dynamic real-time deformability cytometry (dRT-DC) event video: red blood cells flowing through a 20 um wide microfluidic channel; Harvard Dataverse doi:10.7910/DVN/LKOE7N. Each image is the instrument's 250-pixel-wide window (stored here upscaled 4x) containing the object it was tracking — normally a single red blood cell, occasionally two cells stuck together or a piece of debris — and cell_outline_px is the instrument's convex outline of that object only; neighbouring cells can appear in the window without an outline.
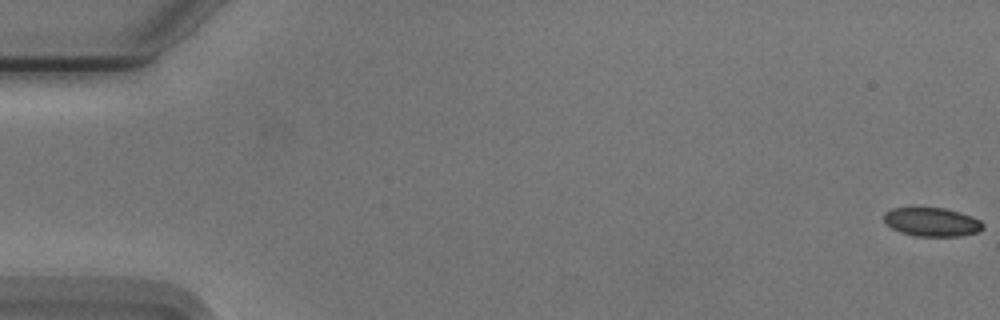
{"species": "Egyptian fruit bat (a non-hibernating species)", "species_latin": "Rousettus aegyptiacus", "temperature_condition": "cold", "stored_images_in_passage": 47, "camera_frame_rate_fps": 3000, "um_per_image_px": 0.085, "animal": {"sex": "male"}, "frame": {"image": 1, "passage_image": 1, "time_ms": 0.0, "image_size_px": [1000, 320], "cell_outline_px": [[984, 228], [980, 232], [960, 236], [916, 236], [900, 232], [892, 228], [884, 220], [884, 212], [892, 208], [944, 208], [960, 212], [972, 216], [980, 220], [984, 224]], "centroid_in_image_um": [79.25, 18.87], "position_along_channel_um": 5.8, "area_um2": 16.65}}
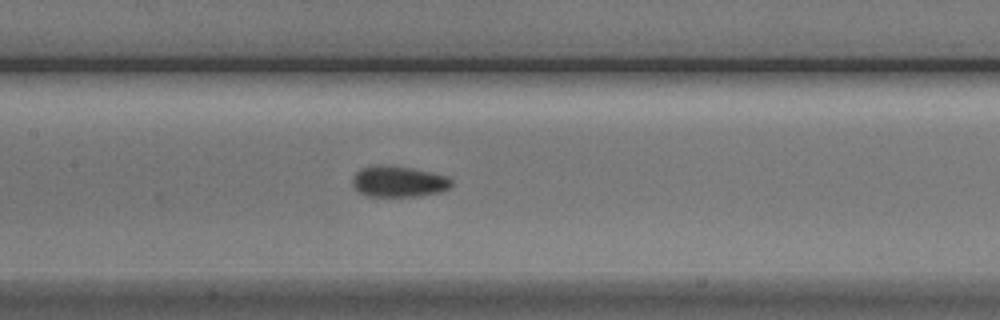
{"frame": {"image": 2, "passage_image": 27, "time_ms": 8.667, "image_size_px": [1000, 320], "cell_outline_px": [[452, 184], [448, 188], [440, 192], [420, 196], [368, 196], [360, 192], [352, 184], [352, 176], [360, 168], [372, 164], [392, 164], [412, 168], [448, 176], [452, 180]], "centroid_in_image_um": [33.85, 15.4], "position_along_channel_um": 173.5, "area_um2": 18.21}}
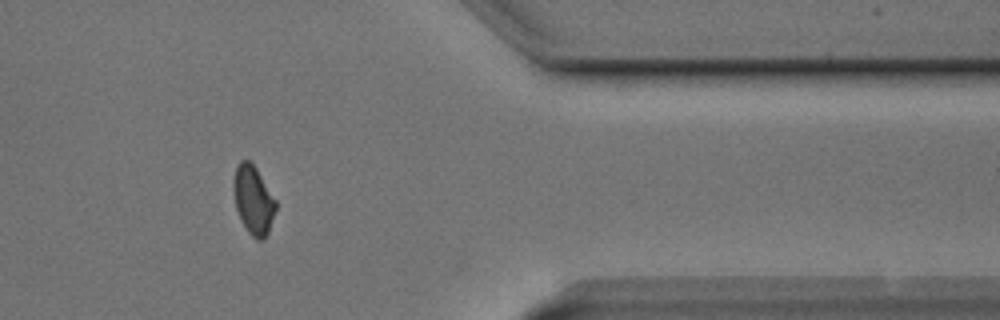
{"frame": {"image": 3, "passage_image": 46, "time_ms": 15.0, "image_size_px": [1000, 320], "cell_outline_px": [[276, 208], [268, 232], [260, 240], [256, 240], [248, 232], [240, 220], [236, 208], [232, 188], [232, 184], [236, 164], [240, 160], [248, 160], [256, 168], [276, 200]], "centroid_in_image_um": [21.5, 16.98], "position_along_channel_um": 389.9, "area_um2": 16.88}, "authors_computed_cell_mechanics": {"area_um2": 17.4556, "velocity_mm_per_s": 3.7426, "shape_relaxation_time_tau1_ms": 4.4598, "shape_relaxation_time_tau2_ms": 1.2172, "deformation_change_tau1": 0.1026, "deformation_change_tau2": 0.0479}}